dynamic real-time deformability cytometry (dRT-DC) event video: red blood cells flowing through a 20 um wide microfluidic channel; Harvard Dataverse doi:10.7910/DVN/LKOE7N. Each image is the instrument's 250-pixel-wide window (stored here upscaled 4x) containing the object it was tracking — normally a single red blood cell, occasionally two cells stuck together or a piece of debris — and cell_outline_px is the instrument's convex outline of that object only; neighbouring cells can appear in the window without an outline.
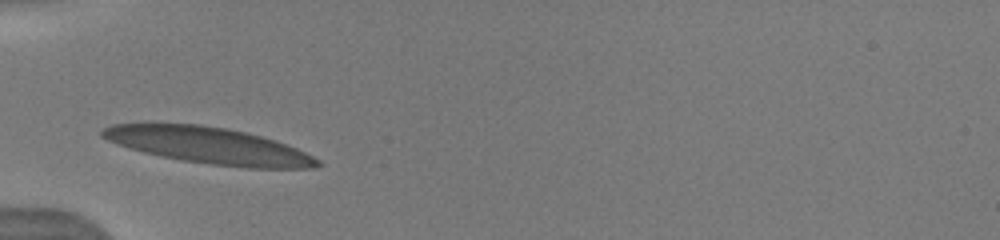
{"species": "human", "species_latin": "Homo sapiens", "temperature_condition": "warm", "stored_images_in_passage": 41, "camera_frame_rate_fps": 3000, "um_per_image_px": 0.085, "donor": {"sex": "male"}, "frame": {"image": 1, "passage_image": 1, "time_ms": 0.0, "image_size_px": [1000, 240], "cell_outline_px": [[324, 164], [316, 168], [248, 168], [212, 164], [184, 160], [144, 152], [128, 148], [116, 144], [100, 136], [100, 132], [104, 128], [112, 124], [144, 120], [200, 124], [228, 128], [276, 140], [296, 148], [320, 160]], "centroid_in_image_um": [17.65, 12.32], "position_along_channel_um": 67.3, "area_um2": 46.59}, "authors_computed_cell_mechanics": {"area_um2": 42.3674, "velocity_mm_per_s": 3.9625, "shape_relaxation_time_tau1_ms": 2.0593, "shape_relaxation_time_tau2_ms": 0.5817, "deformation_change_tau1": 0.1684, "deformation_change_tau2": 0.0935}}